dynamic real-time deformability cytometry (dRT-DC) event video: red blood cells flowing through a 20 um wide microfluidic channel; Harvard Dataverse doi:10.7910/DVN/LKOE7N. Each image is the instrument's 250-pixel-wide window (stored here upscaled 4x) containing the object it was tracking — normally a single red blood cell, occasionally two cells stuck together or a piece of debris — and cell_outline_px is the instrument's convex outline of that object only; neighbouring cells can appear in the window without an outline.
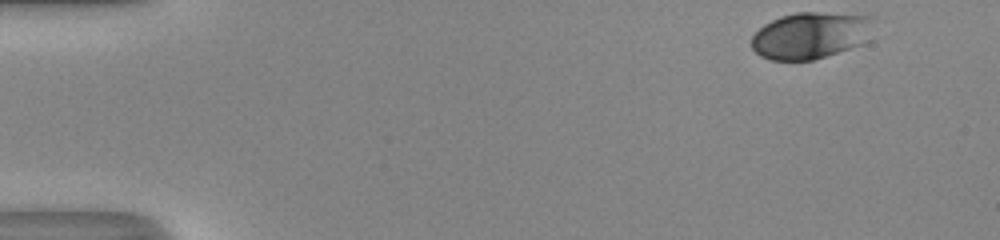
{"species": "human", "species_latin": "Homo sapiens", "temperature_condition": "room temperature", "stored_images_in_passage": 43, "camera_frame_rate_fps": 3000, "um_per_image_px": 0.085, "donor": {"sex": "male"}, "frame": {"image": 1, "passage_image": 1, "time_ms": 0.0, "image_size_px": [1000, 240], "cell_outline_px": [[880, 20], [872, 40], [864, 44], [812, 60], [772, 60], [760, 56], [752, 48], [752, 36], [764, 24], [780, 16], [796, 12], [820, 12], [876, 16]], "centroid_in_image_um": [69.07, 2.98], "position_along_channel_um": 15.9, "area_um2": 34.28}}
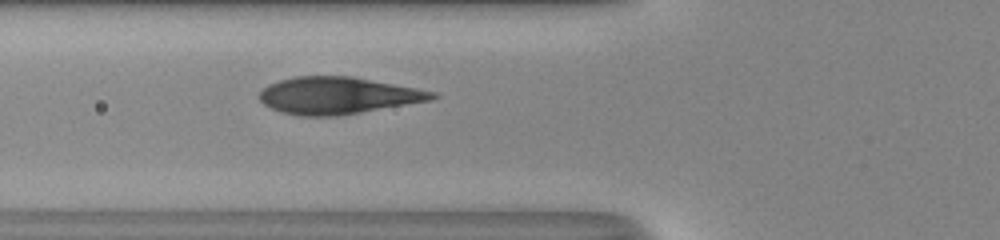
{"frame": {"image": 2, "passage_image": 17, "time_ms": 5.333, "image_size_px": [1000, 240], "cell_outline_px": [[440, 96], [432, 100], [340, 116], [300, 116], [280, 112], [264, 104], [260, 100], [260, 92], [268, 84], [280, 80], [296, 76], [352, 76], [416, 88], [436, 92]], "centroid_in_image_um": [28.74, 8.12], "position_along_channel_um": 97.1, "area_um2": 37.28}}
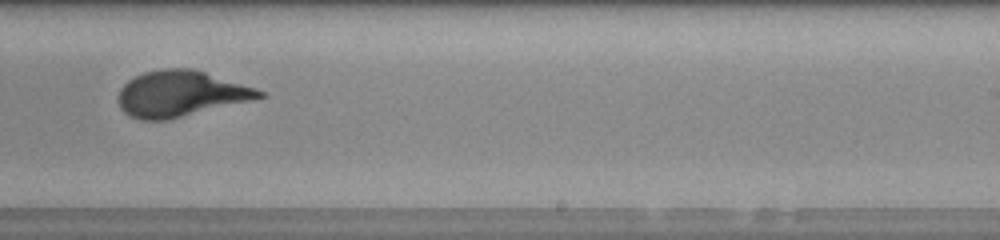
{"frame": {"image": 3, "passage_image": 30, "time_ms": 9.667, "image_size_px": [1000, 240], "cell_outline_px": [[268, 96], [168, 120], [140, 120], [124, 112], [120, 108], [120, 88], [128, 80], [144, 72], [164, 68], [192, 68], [268, 92]], "centroid_in_image_um": [15.38, 7.97], "position_along_channel_um": 273.6, "area_um2": 37.45}, "authors_computed_cell_mechanics": {"area_um2": 36.7608, "velocity_mm_per_s": 4.0811, "shape_relaxation_time_tau1_ms": 4.4557, "shape_relaxation_time_tau2_ms": null, "deformation_change_tau1": 0.1781, "deformation_change_tau2": null}}